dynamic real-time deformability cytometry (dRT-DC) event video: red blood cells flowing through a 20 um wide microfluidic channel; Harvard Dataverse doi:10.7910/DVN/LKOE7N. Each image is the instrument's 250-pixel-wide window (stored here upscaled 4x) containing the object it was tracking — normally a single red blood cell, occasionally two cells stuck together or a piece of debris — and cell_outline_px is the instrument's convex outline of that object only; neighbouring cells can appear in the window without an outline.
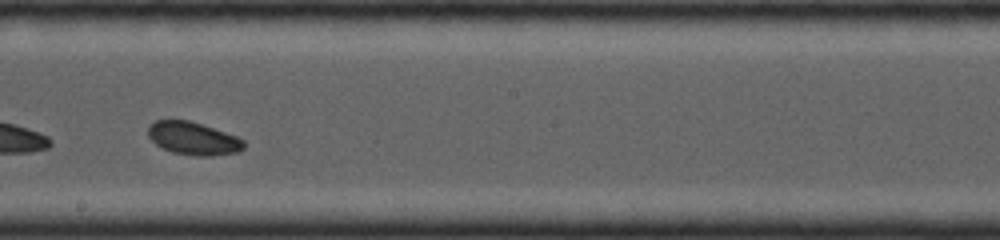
{"species": "common noctule bat (a hibernating species)", "species_latin": "Nyctalus noctula", "temperature_condition": "cold", "stored_images_in_passage": 19, "camera_frame_rate_fps": 4000, "um_per_image_px": 0.085, "animal": {"sex": "female", "body_mass_g": 19.0, "forearm_length_mm": 53.3}, "frame": {"image": 1, "passage_image": 14, "time_ms": 4.25, "image_size_px": [1000, 240], "cell_outline_px": [[244, 148], [240, 152], [212, 156], [196, 156], [172, 152], [156, 144], [148, 136], [148, 124], [156, 120], [188, 120], [236, 136], [244, 140]], "centroid_in_image_um": [16.42, 11.77], "position_along_channel_um": 231.8, "area_um2": 18.26}}
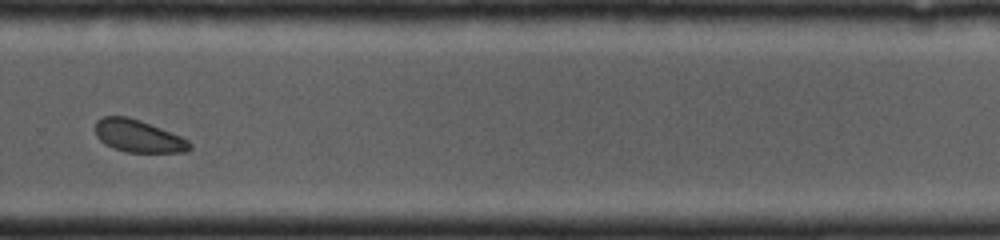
{"frame": {"image": 2, "passage_image": 19, "time_ms": 6.25, "image_size_px": [1000, 240], "cell_outline_px": [[192, 148], [184, 152], [124, 152], [112, 148], [104, 144], [96, 136], [96, 120], [104, 116], [128, 116], [140, 120], [180, 136], [188, 140], [192, 144]], "centroid_in_image_um": [11.73, 11.57], "position_along_channel_um": 318.1, "area_um2": 17.86}}